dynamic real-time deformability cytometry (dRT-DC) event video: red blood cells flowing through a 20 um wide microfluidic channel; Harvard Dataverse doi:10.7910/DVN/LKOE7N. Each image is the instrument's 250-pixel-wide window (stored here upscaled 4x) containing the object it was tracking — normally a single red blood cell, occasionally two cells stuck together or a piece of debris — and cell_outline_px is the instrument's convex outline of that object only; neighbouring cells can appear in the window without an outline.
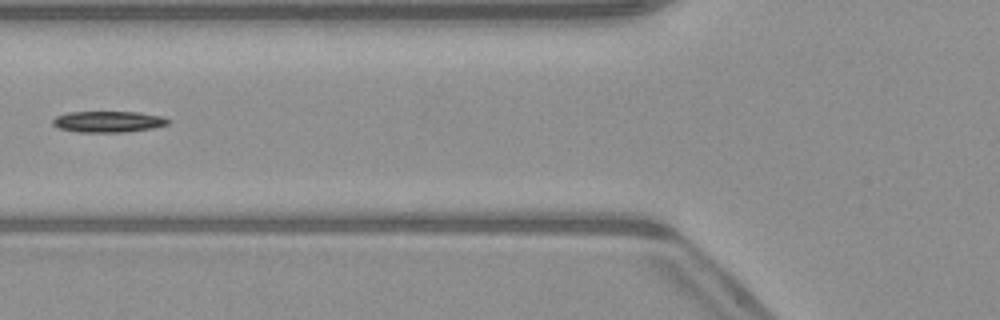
{"species": "common noctule bat (a hibernating species)", "species_latin": "Nyctalus noctula", "temperature_condition": "warm", "stored_images_in_passage": 6, "camera_frame_rate_fps": 3000, "um_per_image_px": 0.085, "animal": {"sex": "male", "body_mass_g": 23.1, "forearm_length_mm": 52.7}, "frame": {"image": 1, "passage_image": 5, "time_ms": 6.0, "image_size_px": [1000, 320], "cell_outline_px": [[172, 120], [168, 124], [152, 128], [124, 132], [76, 132], [60, 128], [52, 124], [52, 120], [56, 116], [68, 112], [140, 112], [164, 116]], "centroid_in_image_um": [9.23, 10.33], "position_along_channel_um": 116.6, "area_um2": 14.33}}
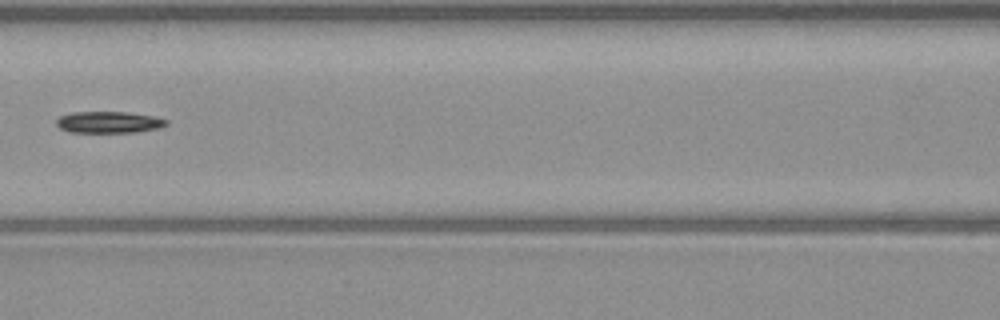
{"frame": {"image": 2, "passage_image": 6, "time_ms": 7.0, "image_size_px": [1000, 320], "cell_outline_px": [[168, 124], [160, 128], [136, 132], [68, 132], [60, 128], [56, 124], [56, 120], [60, 116], [72, 112], [128, 112], [152, 116], [168, 120]], "centroid_in_image_um": [9.25, 10.39], "position_along_channel_um": 157.4, "area_um2": 13.81}}